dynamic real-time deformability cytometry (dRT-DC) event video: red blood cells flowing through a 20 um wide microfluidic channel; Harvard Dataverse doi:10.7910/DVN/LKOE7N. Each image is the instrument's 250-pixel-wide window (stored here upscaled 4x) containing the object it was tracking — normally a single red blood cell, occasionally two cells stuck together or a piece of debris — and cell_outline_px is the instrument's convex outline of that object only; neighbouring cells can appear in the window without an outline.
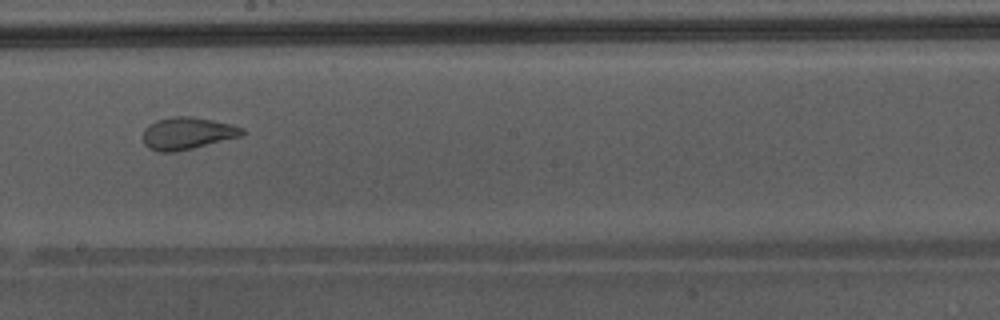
{"species": "Egyptian fruit bat (a non-hibernating species)", "species_latin": "Rousettus aegyptiacus", "temperature_condition": "warm", "stored_images_in_passage": 35, "camera_frame_rate_fps": 3000, "um_per_image_px": 0.085, "animal": {"sex": "male"}, "frame": {"image": 1, "passage_image": 16, "time_ms": 5.0, "image_size_px": [1000, 320], "cell_outline_px": [[244, 136], [192, 148], [172, 152], [160, 152], [148, 148], [144, 144], [144, 128], [148, 124], [156, 120], [172, 116], [192, 116], [232, 124], [244, 128]], "centroid_in_image_um": [15.93, 11.32], "position_along_channel_um": 232.3, "area_um2": 18.73}, "authors_computed_cell_mechanics": {"area_um2": 20.6346, "velocity_mm_per_s": 4.3599, "shape_relaxation_time_tau1_ms": null, "shape_relaxation_time_tau2_ms": 0.8596, "deformation_change_tau1": null, "deformation_change_tau2": 0.0675}}